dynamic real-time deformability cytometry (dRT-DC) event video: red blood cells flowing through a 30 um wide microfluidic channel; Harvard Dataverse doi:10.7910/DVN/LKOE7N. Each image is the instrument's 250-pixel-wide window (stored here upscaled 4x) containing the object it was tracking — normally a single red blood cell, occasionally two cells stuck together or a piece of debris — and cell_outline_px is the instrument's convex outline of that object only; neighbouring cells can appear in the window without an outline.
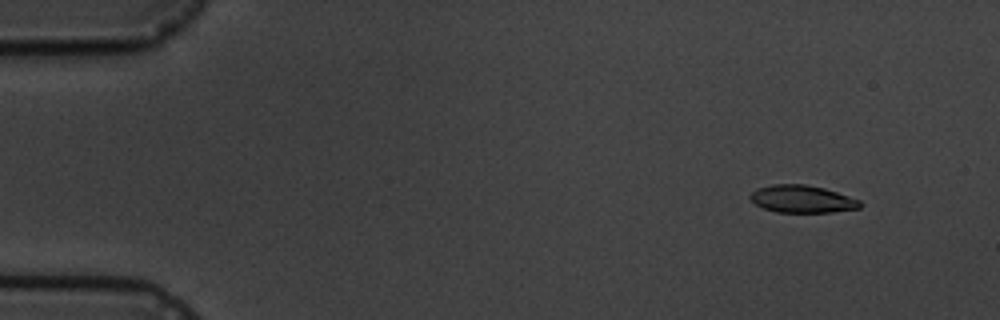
{"species": "common noctule bat (a hibernating species)", "species_latin": "Nyctalus noctula", "temperature_condition": "cold", "stored_images_in_passage": 5, "camera_frame_rate_fps": 3000, "um_per_image_px": 0.085, "animal": {"sex": "male", "body_mass_g": 19.5, "forearm_length_mm": 54.6}, "frame": {"image": 1, "passage_image": 1, "time_ms": 0.0, "image_size_px": [1000, 320], "cell_outline_px": [[860, 208], [832, 212], [776, 212], [764, 208], [756, 204], [748, 196], [756, 188], [772, 184], [804, 184], [824, 188], [860, 200]], "centroid_in_image_um": [68.15, 16.91], "position_along_channel_um": 16.8, "area_um2": 17.46}}
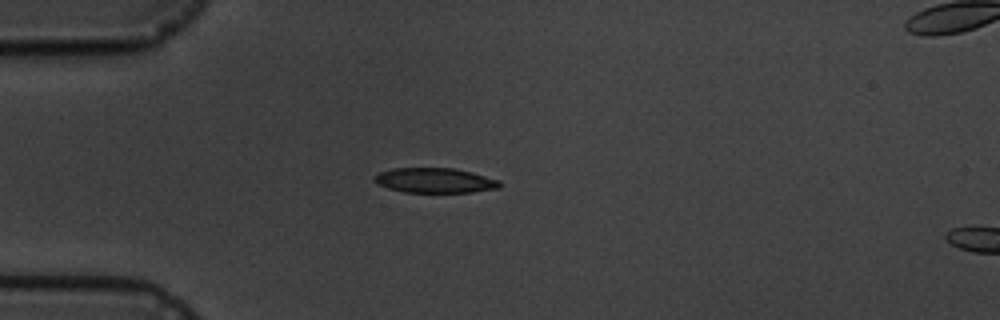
{"frame": {"image": 2, "passage_image": 4, "time_ms": 3.333, "image_size_px": [1000, 320], "cell_outline_px": [[500, 188], [472, 192], [404, 192], [388, 188], [376, 184], [372, 180], [372, 176], [380, 172], [392, 168], [456, 168], [472, 172], [500, 180]], "centroid_in_image_um": [36.93, 15.33], "position_along_channel_um": 48.1, "area_um2": 18.38}}